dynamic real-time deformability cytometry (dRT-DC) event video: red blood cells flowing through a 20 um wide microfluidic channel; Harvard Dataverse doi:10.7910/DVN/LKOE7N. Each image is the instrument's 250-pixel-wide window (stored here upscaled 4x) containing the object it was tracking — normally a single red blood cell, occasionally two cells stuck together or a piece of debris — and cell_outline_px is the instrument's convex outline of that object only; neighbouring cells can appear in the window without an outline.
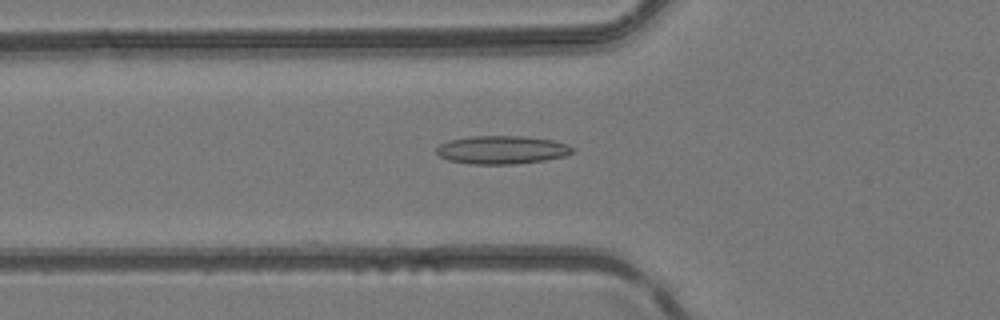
{"species": "common noctule bat (a hibernating species)", "species_latin": "Nyctalus noctula", "temperature_condition": "room temperature", "stored_images_in_passage": 46, "camera_frame_rate_fps": 3000, "um_per_image_px": 0.085, "animal": {"sex": "female", "body_mass_g": 24.6, "forearm_length_mm": 56.2}, "frame": {"image": 1, "passage_image": 16, "time_ms": 5.0, "image_size_px": [1000, 320], "cell_outline_px": [[576, 148], [572, 152], [564, 156], [544, 160], [512, 164], [472, 164], [448, 160], [440, 156], [436, 152], [436, 148], [440, 144], [448, 140], [468, 136], [524, 136], [552, 140], [568, 144]], "centroid_in_image_um": [42.65, 12.73], "position_along_channel_um": 83.2, "area_um2": 22.43}}
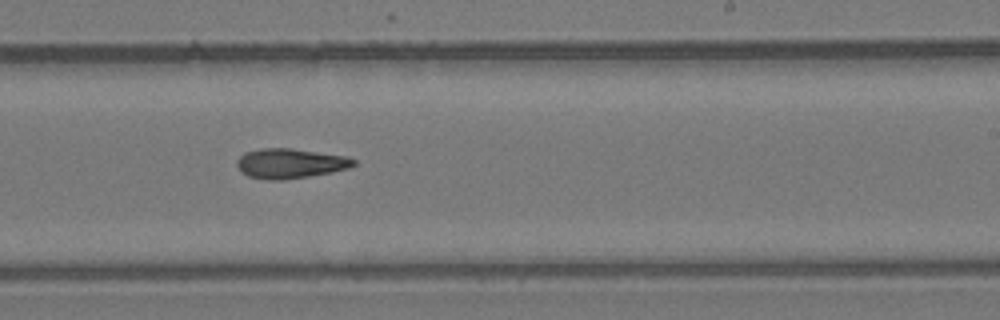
{"frame": {"image": 2, "passage_image": 28, "time_ms": 9.0, "image_size_px": [1000, 320], "cell_outline_px": [[356, 164], [348, 168], [332, 172], [284, 180], [268, 180], [248, 176], [240, 172], [236, 164], [236, 160], [244, 152], [260, 148], [292, 148], [348, 156], [356, 160]], "centroid_in_image_um": [24.65, 13.88], "position_along_channel_um": 264.4, "area_um2": 20.52}}
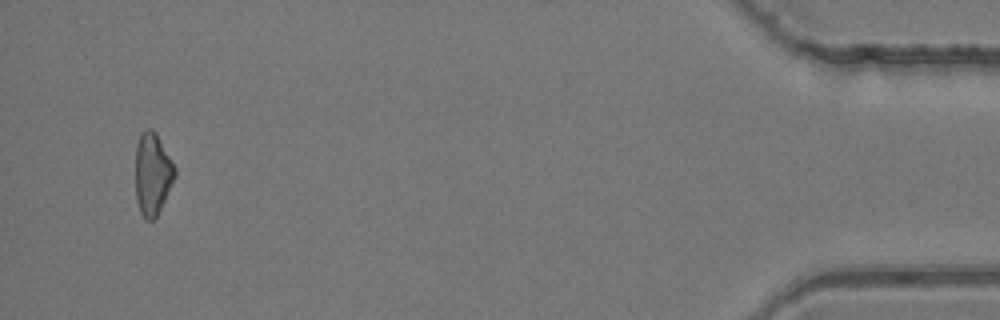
{"frame": {"image": 3, "passage_image": 44, "time_ms": 14.333, "image_size_px": [1000, 320], "cell_outline_px": [[176, 176], [156, 216], [152, 220], [144, 220], [140, 212], [136, 200], [136, 144], [140, 132], [144, 128], [152, 128], [156, 132], [176, 168]], "centroid_in_image_um": [12.95, 14.74], "position_along_channel_um": 422.3, "area_um2": 18.96}}